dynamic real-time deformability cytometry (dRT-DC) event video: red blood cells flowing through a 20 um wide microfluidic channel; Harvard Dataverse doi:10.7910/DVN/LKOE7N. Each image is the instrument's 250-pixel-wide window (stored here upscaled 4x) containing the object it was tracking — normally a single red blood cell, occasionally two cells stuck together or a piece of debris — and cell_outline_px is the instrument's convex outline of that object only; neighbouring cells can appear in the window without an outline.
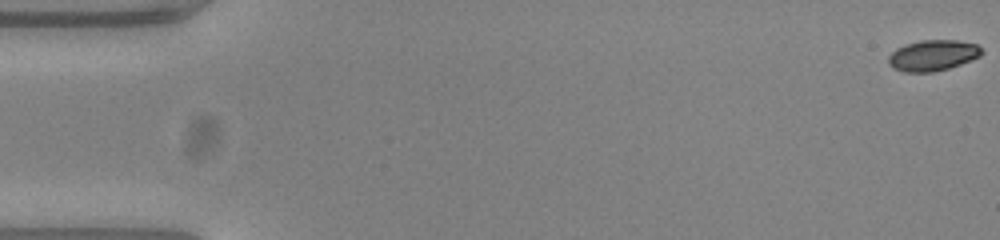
{"species": "common noctule bat (a hibernating species)", "species_latin": "Nyctalus noctula", "temperature_condition": "warm", "stored_images_in_passage": 55, "camera_frame_rate_fps": 3000, "um_per_image_px": 0.085, "animal": {"sex": "female", "body_mass_g": 23.0, "forearm_length_mm": 53.4}, "frame": {"image": 1, "passage_image": 1, "time_ms": 0.0, "image_size_px": [1000, 240], "cell_outline_px": [[984, 52], [980, 56], [960, 64], [948, 68], [932, 72], [904, 72], [892, 68], [888, 64], [888, 56], [896, 48], [904, 44], [920, 40], [956, 40], [976, 44]], "centroid_in_image_um": [79.25, 4.7], "position_along_channel_um": 5.8, "area_um2": 16.82}}
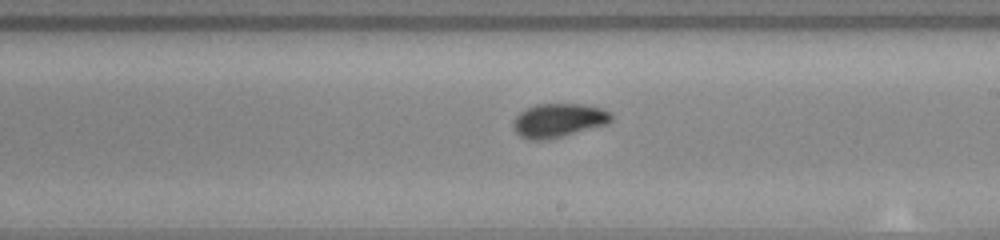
{"frame": {"image": 2, "passage_image": 32, "time_ms": 10.333, "image_size_px": [1000, 240], "cell_outline_px": [[612, 120], [608, 124], [548, 140], [528, 140], [520, 136], [512, 128], [512, 120], [520, 112], [536, 104], [584, 104], [600, 108], [608, 112], [612, 116]], "centroid_in_image_um": [47.44, 10.24], "position_along_channel_um": 241.6, "area_um2": 19.42}}
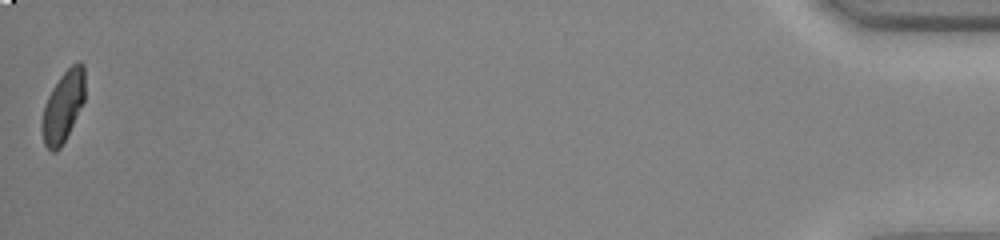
{"frame": {"image": 3, "passage_image": 55, "time_ms": 18.0, "image_size_px": [1000, 240], "cell_outline_px": [[84, 100], [60, 148], [56, 152], [52, 152], [44, 144], [40, 128], [40, 124], [44, 108], [48, 96], [52, 88], [60, 76], [76, 60], [80, 60], [84, 64]], "centroid_in_image_um": [5.34, 9.02], "position_along_channel_um": 429.9, "area_um2": 17.63}, "authors_computed_cell_mechanics": {"area_um2": 18.5538, "velocity_mm_per_s": 3.7727, "shape_relaxation_time_tau1_ms": 6.2701, "shape_relaxation_time_tau2_ms": 0.9531, "deformation_change_tau1": 0.18, "deformation_change_tau2": 0.0422}}